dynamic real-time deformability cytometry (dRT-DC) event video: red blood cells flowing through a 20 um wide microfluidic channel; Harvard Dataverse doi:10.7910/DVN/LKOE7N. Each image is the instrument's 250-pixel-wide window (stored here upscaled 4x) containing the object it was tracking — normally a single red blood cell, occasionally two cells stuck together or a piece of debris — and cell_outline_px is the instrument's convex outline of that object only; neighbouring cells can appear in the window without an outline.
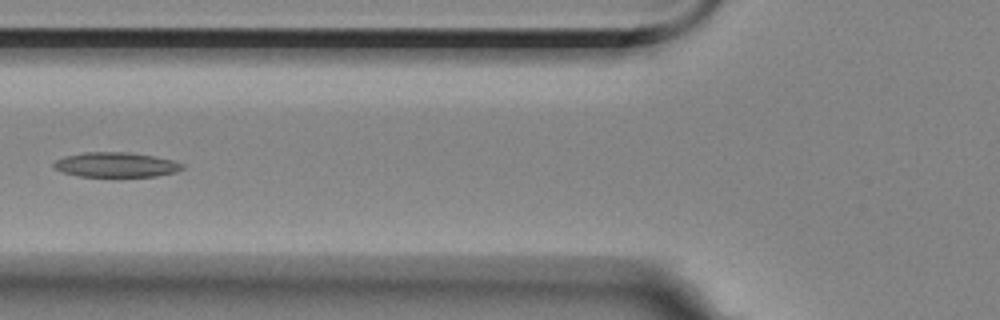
{"species": "Egyptian fruit bat (a non-hibernating species)", "species_latin": "Rousettus aegyptiacus", "temperature_condition": "room temperature", "stored_images_in_passage": 10, "camera_frame_rate_fps": 3000, "um_per_image_px": 0.085, "animal": {"sex": "female"}, "frame": {"image": 1, "passage_image": 7, "time_ms": 7.0, "image_size_px": [1000, 320], "cell_outline_px": [[184, 168], [176, 172], [156, 176], [80, 176], [64, 172], [56, 168], [52, 164], [56, 160], [64, 156], [84, 152], [128, 152], [152, 156], [172, 160], [184, 164]], "centroid_in_image_um": [9.87, 13.99], "position_along_channel_um": 115.9, "area_um2": 18.38}}
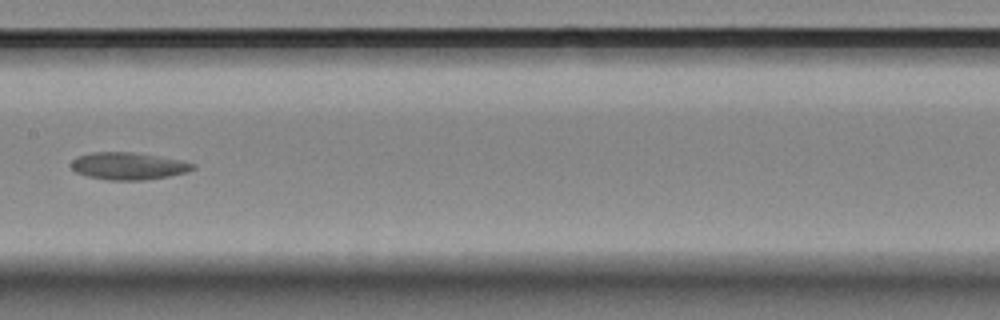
{"frame": {"image": 2, "passage_image": 9, "time_ms": 9.333, "image_size_px": [1000, 320], "cell_outline_px": [[196, 168], [188, 172], [168, 176], [144, 180], [108, 180], [88, 176], [76, 172], [68, 164], [76, 156], [92, 152], [132, 152], [180, 160], [196, 164]], "centroid_in_image_um": [10.89, 14.11], "position_along_channel_um": 196.5, "area_um2": 19.36}}
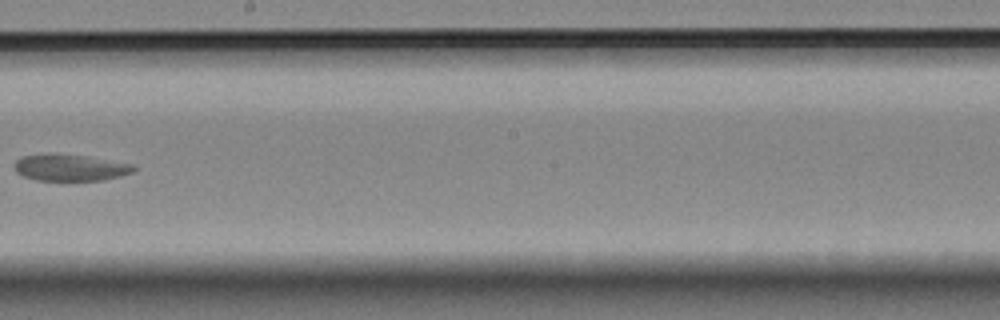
{"frame": {"image": 3, "passage_image": 10, "time_ms": 10.667, "image_size_px": [1000, 320], "cell_outline_px": [[136, 172], [104, 180], [36, 180], [24, 176], [16, 172], [12, 168], [12, 164], [20, 156], [52, 152], [88, 156], [132, 164], [136, 168]], "centroid_in_image_um": [5.92, 14.22], "position_along_channel_um": 242.3, "area_um2": 18.96}}